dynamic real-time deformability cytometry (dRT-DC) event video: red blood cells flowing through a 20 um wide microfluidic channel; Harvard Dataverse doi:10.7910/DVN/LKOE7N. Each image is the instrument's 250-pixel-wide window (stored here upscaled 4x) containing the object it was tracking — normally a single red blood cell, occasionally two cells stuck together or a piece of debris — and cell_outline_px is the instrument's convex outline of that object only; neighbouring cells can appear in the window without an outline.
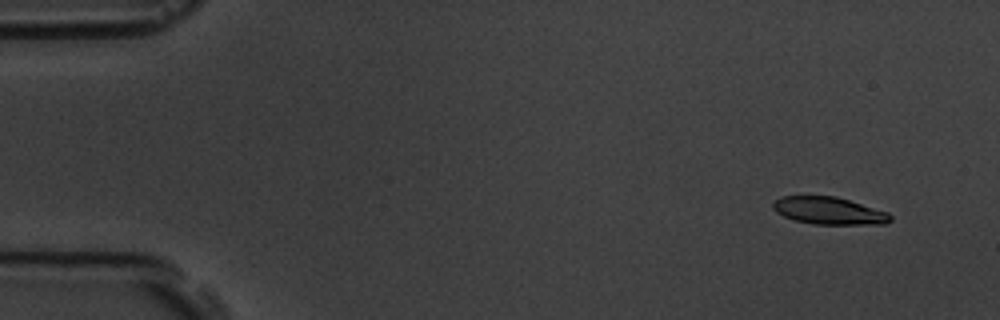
{"species": "common noctule bat (a hibernating species)", "species_latin": "Nyctalus noctula", "temperature_condition": "room temperature", "stored_images_in_passage": 4, "camera_frame_rate_fps": 3000, "um_per_image_px": 0.085, "animal": {"sex": "male", "body_mass_g": 19.5, "forearm_length_mm": 54.6}, "frame": {"image": 1, "passage_image": 1, "time_ms": 0.0, "image_size_px": [1000, 320], "cell_outline_px": [[892, 220], [884, 224], [812, 224], [796, 220], [784, 216], [776, 212], [772, 208], [772, 204], [780, 196], [836, 196], [888, 212], [892, 216]], "centroid_in_image_um": [70.46, 17.91], "position_along_channel_um": 14.5, "area_um2": 18.67}}